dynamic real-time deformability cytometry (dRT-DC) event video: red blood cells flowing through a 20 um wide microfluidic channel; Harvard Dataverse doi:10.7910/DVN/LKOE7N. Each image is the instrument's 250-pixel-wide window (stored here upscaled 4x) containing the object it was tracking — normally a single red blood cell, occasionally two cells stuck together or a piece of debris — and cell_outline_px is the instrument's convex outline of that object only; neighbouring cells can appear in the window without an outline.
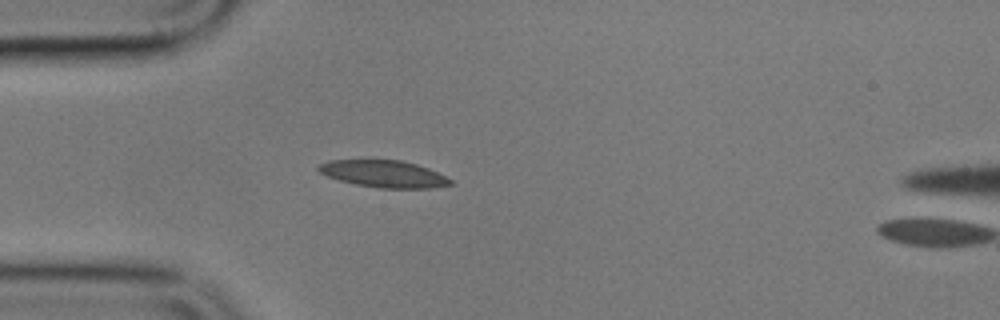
{"species": "common noctule bat (a hibernating species)", "species_latin": "Nyctalus noctula", "temperature_condition": "cold", "stored_images_in_passage": 5, "segment_of_instrument_passage": [1, 2], "camera_frame_rate_fps": 3000, "um_per_image_px": 0.085, "animal": {"sex": "male", "body_mass_g": 17.9}, "frame": {"image": 1, "passage_image": 4, "time_ms": 3.333, "image_size_px": [1000, 320], "cell_outline_px": [[452, 184], [432, 188], [380, 188], [356, 184], [340, 180], [328, 176], [320, 172], [316, 168], [320, 164], [328, 160], [400, 160], [416, 164], [428, 168], [452, 180]], "centroid_in_image_um": [32.61, 14.77], "position_along_channel_um": 52.4, "area_um2": 20.52}}